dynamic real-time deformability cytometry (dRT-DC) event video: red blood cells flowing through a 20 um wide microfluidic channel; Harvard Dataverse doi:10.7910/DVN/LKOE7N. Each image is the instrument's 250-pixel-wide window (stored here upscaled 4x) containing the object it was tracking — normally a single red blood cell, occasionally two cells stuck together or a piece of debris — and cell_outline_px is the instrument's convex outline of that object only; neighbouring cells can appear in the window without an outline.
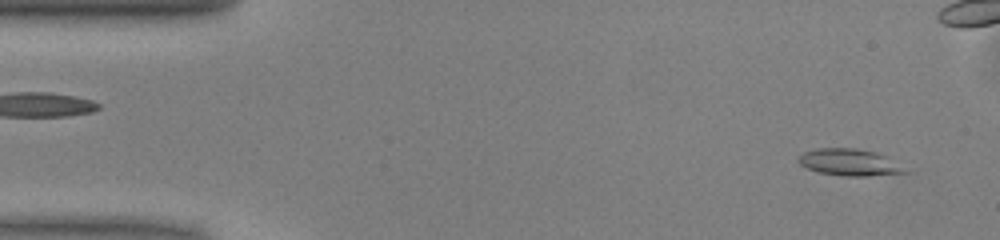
{"species": "common noctule bat (a hibernating species)", "species_latin": "Nyctalus noctula", "temperature_condition": "warm", "stored_images_in_passage": 48, "camera_frame_rate_fps": 3000, "um_per_image_px": 0.085, "animal": {"sex": "male", "body_mass_g": 13.0, "forearm_length_mm": 53.1}, "frame": {"image": 1, "passage_image": 2, "time_ms": 0.333, "image_size_px": [1000, 240], "cell_outline_px": [[912, 172], [868, 176], [844, 176], [820, 172], [808, 168], [800, 164], [796, 160], [804, 152], [816, 148], [856, 148], [876, 152], [884, 156]], "centroid_in_image_um": [72.2, 13.8], "position_along_channel_um": 12.8, "area_um2": 16.47}}
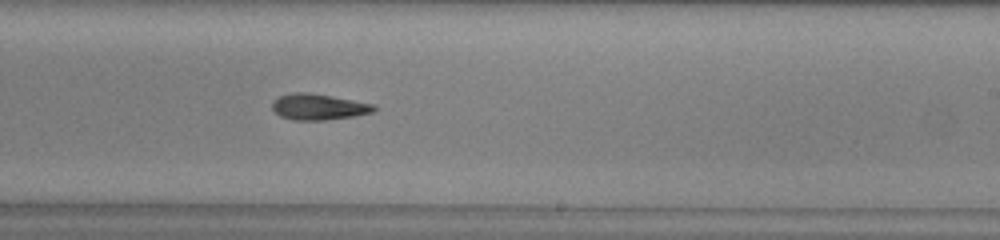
{"frame": {"image": 2, "passage_image": 28, "time_ms": 9.0, "image_size_px": [1000, 240], "cell_outline_px": [[376, 108], [372, 112], [352, 116], [324, 120], [292, 120], [280, 116], [272, 108], [272, 100], [280, 96], [292, 92], [308, 92], [332, 96], [376, 104]], "centroid_in_image_um": [27.05, 9.07], "position_along_channel_um": 261.9, "area_um2": 15.43}}
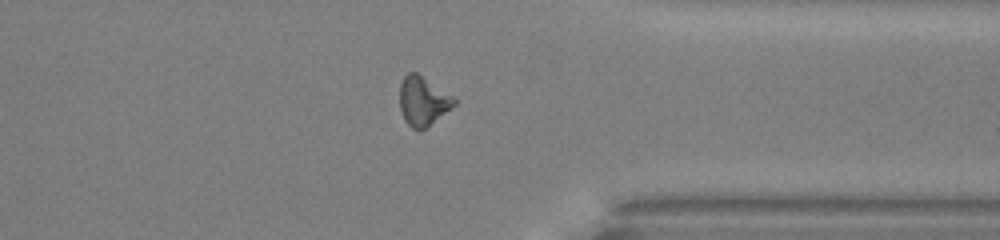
{"frame": {"image": 3, "passage_image": 37, "time_ms": 12.0, "image_size_px": [1000, 240], "cell_outline_px": [[456, 104], [420, 132], [412, 128], [404, 120], [400, 108], [400, 84], [404, 76], [408, 72], [416, 72], [452, 96], [456, 100]], "centroid_in_image_um": [35.92, 8.6], "position_along_channel_um": 375.5, "area_um2": 15.37}, "authors_computed_cell_mechanics": {"area_um2": 15.5482, "velocity_mm_per_s": 4.0662, "shape_relaxation_time_tau1_ms": 5.7011, "shape_relaxation_time_tau2_ms": 6.3926, "deformation_change_tau1": 0.1744, "deformation_change_tau2": 0.1642}}